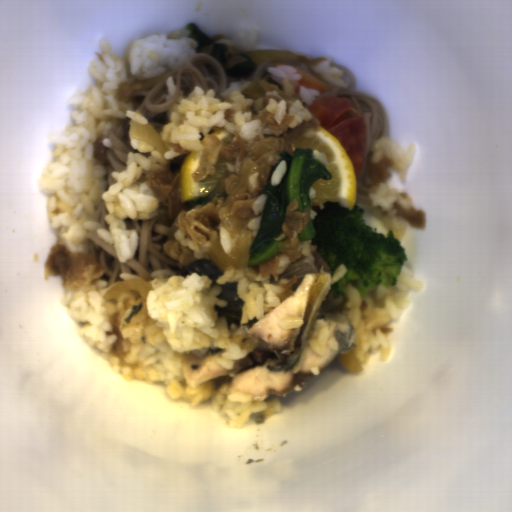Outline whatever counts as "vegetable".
Here are the masks:
<instances>
[{
  "label": "vegetable",
  "instance_id": "vegetable-1",
  "mask_svg": "<svg viewBox=\"0 0 512 512\" xmlns=\"http://www.w3.org/2000/svg\"><path fill=\"white\" fill-rule=\"evenodd\" d=\"M278 155L281 157L277 165L271 168L266 184L260 185L263 187L261 194H266V200L246 267L260 266L281 253L279 243L288 239L281 226L287 218V206L294 200L298 202V208L294 211L303 213L307 209L309 213V223L301 233H297V239L312 242L317 236L312 220L310 189L318 178L330 180L332 172L326 164L313 159V149L307 147L295 148L294 157L287 151H280Z\"/></svg>",
  "mask_w": 512,
  "mask_h": 512
}]
</instances>
